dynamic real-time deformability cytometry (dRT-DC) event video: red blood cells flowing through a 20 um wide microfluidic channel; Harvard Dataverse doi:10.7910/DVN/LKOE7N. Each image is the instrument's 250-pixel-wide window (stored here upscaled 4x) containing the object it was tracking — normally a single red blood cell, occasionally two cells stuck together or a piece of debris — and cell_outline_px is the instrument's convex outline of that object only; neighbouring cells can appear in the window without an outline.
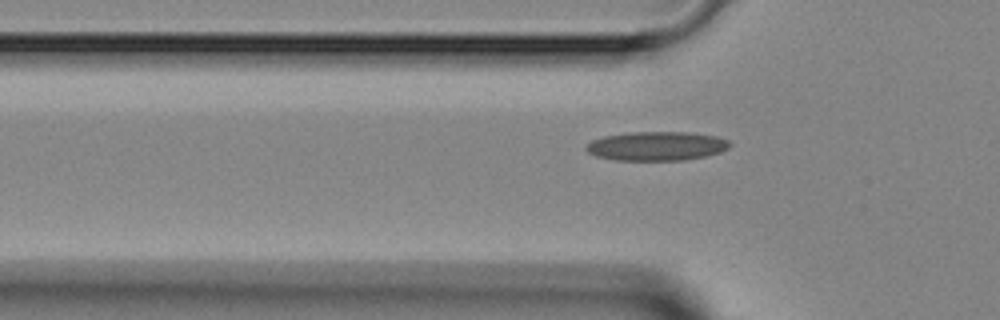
{"species": "Egyptian fruit bat (a non-hibernating species)", "species_latin": "Rousettus aegyptiacus", "temperature_condition": "room temperature", "stored_images_in_passage": 3, "camera_frame_rate_fps": 3000, "um_per_image_px": 0.085, "animal": {"sex": "female"}, "frame": {"image": 1, "passage_image": 3, "time_ms": 2.667, "image_size_px": [1000, 320], "cell_outline_px": [[732, 144], [728, 148], [720, 152], [704, 156], [684, 160], [616, 160], [596, 156], [588, 152], [584, 148], [592, 140], [604, 136], [632, 132], [688, 132], [716, 136], [728, 140]], "centroid_in_image_um": [55.82, 12.41], "position_along_channel_um": 70.0, "area_um2": 24.22}}